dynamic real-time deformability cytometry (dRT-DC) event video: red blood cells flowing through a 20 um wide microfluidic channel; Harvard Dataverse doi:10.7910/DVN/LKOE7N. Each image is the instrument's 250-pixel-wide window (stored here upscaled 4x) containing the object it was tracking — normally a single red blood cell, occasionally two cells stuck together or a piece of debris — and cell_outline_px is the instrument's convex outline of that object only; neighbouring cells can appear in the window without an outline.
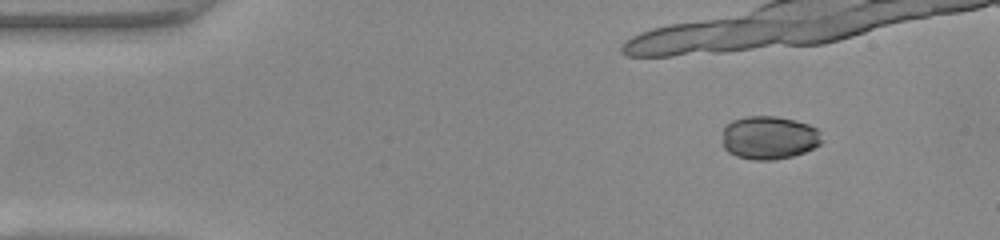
{"species": "common noctule bat (a hibernating species)", "species_latin": "Nyctalus noctula", "temperature_condition": "warm", "stored_images_in_passage": 33, "camera_frame_rate_fps": 3000, "um_per_image_px": 0.085, "animal": {"sex": "female", "body_mass_g": 22.0, "forearm_length_mm": 56.7}, "frame": {"image": 1, "passage_image": 6, "time_ms": 1.667, "image_size_px": [1000, 240], "cell_outline_px": [[824, 140], [820, 144], [804, 152], [792, 156], [776, 160], [752, 160], [736, 156], [728, 152], [724, 148], [724, 124], [732, 120], [744, 116], [776, 116], [796, 120], [808, 124], [816, 128], [820, 132]], "centroid_in_image_um": [65.38, 11.69], "position_along_channel_um": 19.6, "area_um2": 25.37}}